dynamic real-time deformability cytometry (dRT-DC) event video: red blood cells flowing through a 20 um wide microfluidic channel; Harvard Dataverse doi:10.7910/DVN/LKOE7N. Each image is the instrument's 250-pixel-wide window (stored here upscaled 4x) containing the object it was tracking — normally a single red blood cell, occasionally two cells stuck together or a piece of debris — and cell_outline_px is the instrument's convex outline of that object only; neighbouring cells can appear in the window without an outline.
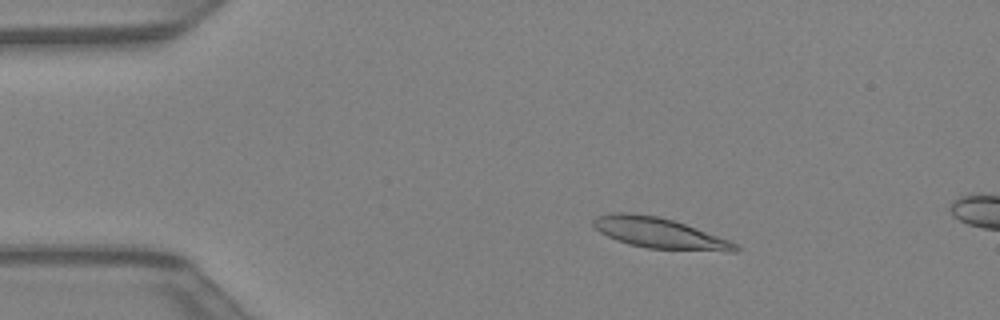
{"species": "Egyptian fruit bat (a non-hibernating species)", "species_latin": "Rousettus aegyptiacus", "temperature_condition": "warm", "stored_images_in_passage": 11, "camera_frame_rate_fps": 3000, "um_per_image_px": 0.085, "animal": {"sex": "female"}, "frame": {"image": 1, "passage_image": 8, "time_ms": 2.333, "image_size_px": [1000, 320], "cell_outline_px": [[740, 248], [736, 252], [728, 252], [648, 248], [628, 244], [616, 240], [600, 232], [592, 224], [592, 220], [596, 216], [612, 212], [632, 212], [656, 216], [672, 220], [684, 224], [728, 240], [736, 244]], "centroid_in_image_um": [56.01, 19.81], "position_along_channel_um": 29.0, "area_um2": 25.2}}